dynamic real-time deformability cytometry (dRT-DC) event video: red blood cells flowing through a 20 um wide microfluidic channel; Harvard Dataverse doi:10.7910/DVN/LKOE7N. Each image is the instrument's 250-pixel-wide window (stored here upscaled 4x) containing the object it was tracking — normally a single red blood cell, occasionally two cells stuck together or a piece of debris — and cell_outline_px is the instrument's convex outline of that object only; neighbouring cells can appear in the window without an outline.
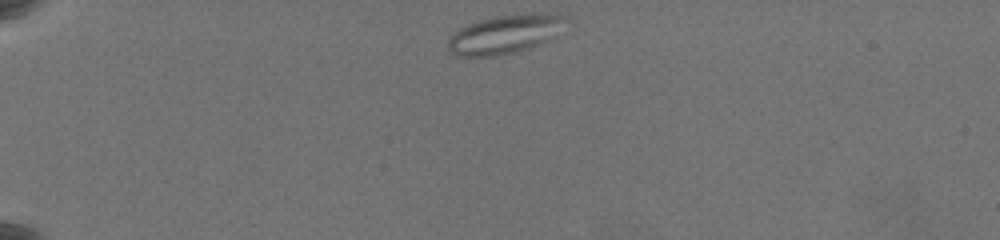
{"species": "common noctule bat (a hibernating species)", "species_latin": "Nyctalus noctula", "temperature_condition": "warm", "stored_images_in_passage": 43, "camera_frame_rate_fps": 3000, "um_per_image_px": 0.085, "animal": {"sex": "female", "body_mass_g": 19.5, "forearm_length_mm": 54.1}, "frame": {"image": 1, "passage_image": 1, "time_ms": 0.0, "image_size_px": [1000, 240], "cell_outline_px": [[568, 20], [548, 40], [540, 44], [516, 52], [492, 56], [456, 56], [448, 48], [448, 40], [460, 28], [468, 24], [480, 20], [496, 16], [532, 12], [556, 12], [568, 16]], "centroid_in_image_um": [42.97, 2.87], "position_along_channel_um": 42.0, "area_um2": 26.65}}
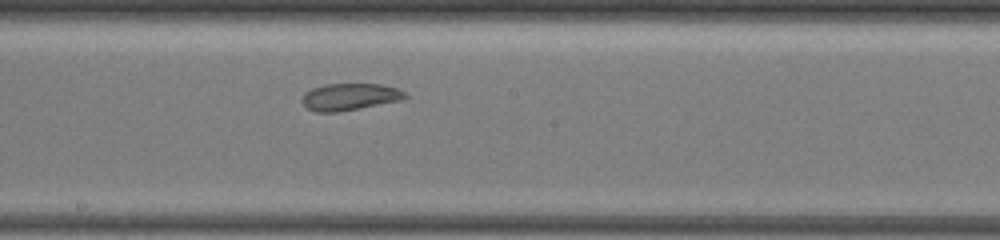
{"frame": {"image": 2, "passage_image": 21, "time_ms": 6.667, "image_size_px": [1000, 240], "cell_outline_px": [[408, 96], [404, 100], [336, 112], [316, 112], [308, 108], [300, 100], [304, 92], [312, 88], [324, 84], [380, 84], [400, 88]], "centroid_in_image_um": [29.74, 8.22], "position_along_channel_um": 218.5, "area_um2": 16.3}}
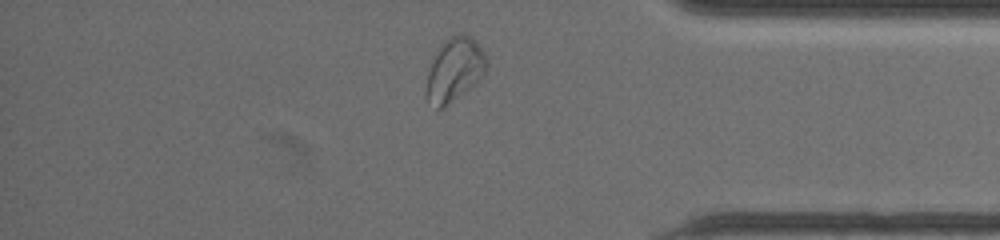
{"frame": {"image": 3, "passage_image": 37, "time_ms": 12.0, "image_size_px": [1000, 240], "cell_outline_px": [[488, 64], [484, 72], [468, 88], [444, 108], [436, 108], [428, 100], [424, 92], [428, 72], [432, 60], [440, 44], [448, 36], [460, 32], [476, 40], [484, 52], [488, 60]], "centroid_in_image_um": [38.6, 5.88], "position_along_channel_um": 396.6, "area_um2": 22.25}, "authors_computed_cell_mechanics": {"area_um2": 19.3052, "velocity_mm_per_s": 3.586, "shape_relaxation_time_tau1_ms": null, "shape_relaxation_time_tau2_ms": 3.1318, "deformation_change_tau1": null, "deformation_change_tau2": 0.0938}}